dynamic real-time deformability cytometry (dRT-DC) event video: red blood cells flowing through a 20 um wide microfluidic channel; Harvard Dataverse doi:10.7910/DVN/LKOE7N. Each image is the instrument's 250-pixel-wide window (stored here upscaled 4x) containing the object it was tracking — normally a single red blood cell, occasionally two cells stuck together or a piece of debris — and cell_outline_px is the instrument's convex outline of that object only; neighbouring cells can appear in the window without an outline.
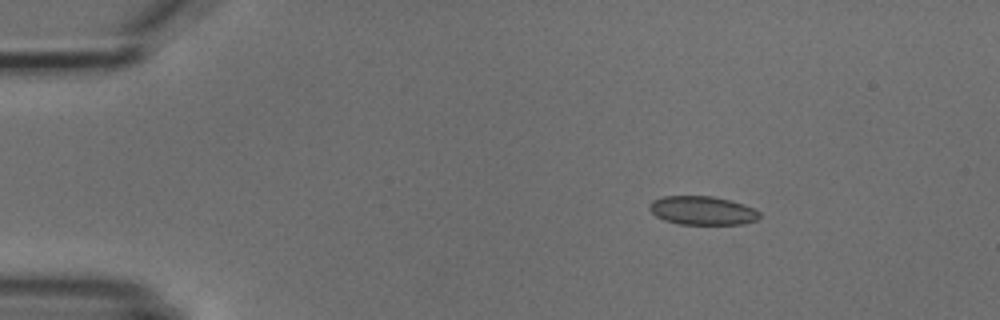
{"species": "common noctule bat (a hibernating species)", "species_latin": "Nyctalus noctula", "temperature_condition": "cold", "stored_images_in_passage": 2, "camera_frame_rate_fps": 3000, "um_per_image_px": 0.085, "animal": {"sex": "male", "body_mass_g": 18.8}, "frame": {"image": 1, "passage_image": 1, "time_ms": 0.0, "image_size_px": [1000, 320], "cell_outline_px": [[760, 216], [756, 220], [744, 224], [680, 224], [664, 220], [656, 216], [648, 208], [652, 200], [664, 196], [712, 196], [728, 200], [752, 208], [760, 212]], "centroid_in_image_um": [59.67, 17.9], "position_along_channel_um": 25.3, "area_um2": 18.21}}